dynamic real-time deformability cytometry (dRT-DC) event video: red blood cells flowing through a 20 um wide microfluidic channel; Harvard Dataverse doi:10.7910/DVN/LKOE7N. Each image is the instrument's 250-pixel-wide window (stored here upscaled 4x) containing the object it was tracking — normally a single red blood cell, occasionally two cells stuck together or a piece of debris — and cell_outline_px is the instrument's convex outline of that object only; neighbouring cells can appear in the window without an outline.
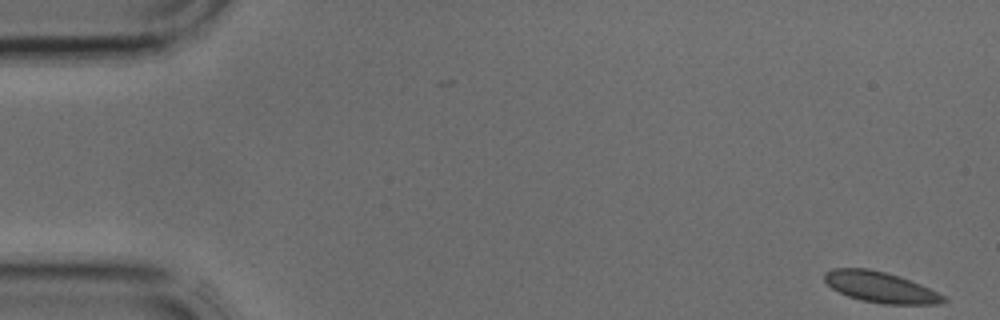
{"species": "common noctule bat (a hibernating species)", "species_latin": "Nyctalus noctula", "temperature_condition": "cold", "stored_images_in_passage": 2, "segment_of_instrument_passage": [2, 2], "camera_frame_rate_fps": 3000, "um_per_image_px": 0.085, "animal": {"sex": "male", "body_mass_g": 17.9, "forearm_length_mm": 54.2}, "frame": {"image": 1, "passage_image": 2, "time_ms": 0.333, "image_size_px": [1000, 320], "cell_outline_px": [[948, 300], [940, 304], [884, 304], [864, 300], [848, 296], [832, 288], [824, 280], [824, 272], [832, 268], [868, 268], [900, 276], [920, 284], [944, 296]], "centroid_in_image_um": [74.83, 24.4], "position_along_channel_um": 10.2, "area_um2": 21.15}}